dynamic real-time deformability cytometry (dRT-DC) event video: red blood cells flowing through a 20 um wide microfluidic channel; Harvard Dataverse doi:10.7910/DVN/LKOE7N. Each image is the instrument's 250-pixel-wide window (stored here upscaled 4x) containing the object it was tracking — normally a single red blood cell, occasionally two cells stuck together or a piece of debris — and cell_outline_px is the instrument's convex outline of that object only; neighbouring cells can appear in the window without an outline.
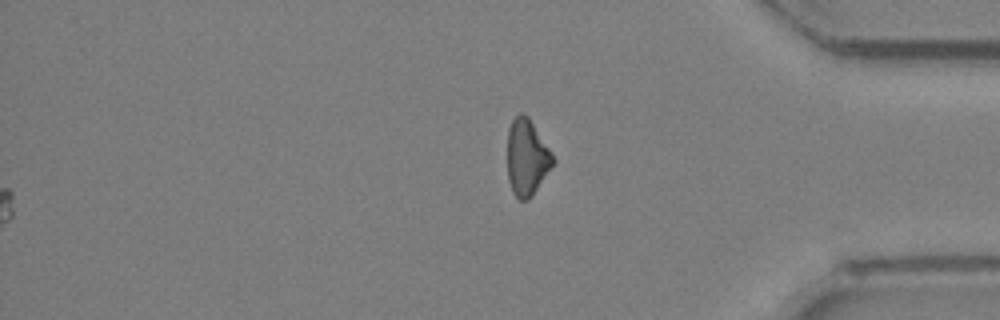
{"species": "Egyptian fruit bat (a non-hibernating species)", "species_latin": "Rousettus aegyptiacus", "temperature_condition": "room temperature", "stored_images_in_passage": 28, "camera_frame_rate_fps": 3000, "um_per_image_px": 0.085, "animal": {"sex": "female"}, "frame": {"image": 1, "passage_image": 28, "time_ms": 9.0, "image_size_px": [1000, 320], "cell_outline_px": [[556, 160], [532, 196], [528, 200], [520, 200], [512, 192], [508, 180], [508, 128], [512, 120], [520, 112], [524, 112], [528, 116]], "centroid_in_image_um": [44.77, 13.38], "position_along_channel_um": 390.4, "area_um2": 20.11}}